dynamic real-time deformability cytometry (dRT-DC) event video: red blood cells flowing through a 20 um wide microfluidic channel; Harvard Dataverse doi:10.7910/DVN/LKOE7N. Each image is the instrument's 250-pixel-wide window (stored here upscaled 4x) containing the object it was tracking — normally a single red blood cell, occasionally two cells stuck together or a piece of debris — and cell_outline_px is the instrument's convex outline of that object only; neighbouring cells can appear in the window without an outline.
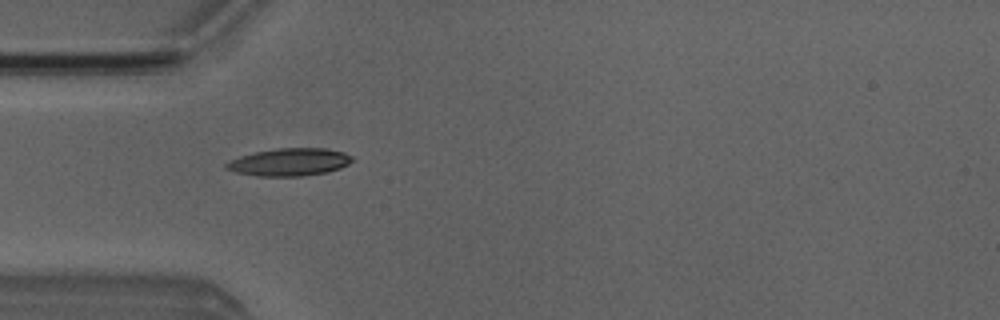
{"species": "Egyptian fruit bat (a non-hibernating species)", "species_latin": "Rousettus aegyptiacus", "temperature_condition": "room temperature", "stored_images_in_passage": 4, "camera_frame_rate_fps": 3000, "um_per_image_px": 0.085, "animal": {"sex": "male"}, "frame": {"image": 1, "passage_image": 3, "time_ms": 2.333, "image_size_px": [1000, 320], "cell_outline_px": [[356, 160], [340, 168], [328, 172], [300, 176], [256, 176], [236, 172], [224, 168], [224, 164], [228, 160], [240, 156], [256, 152], [276, 148], [324, 148], [344, 152], [352, 156]], "centroid_in_image_um": [24.6, 13.77], "position_along_channel_um": 60.4, "area_um2": 20.4}}